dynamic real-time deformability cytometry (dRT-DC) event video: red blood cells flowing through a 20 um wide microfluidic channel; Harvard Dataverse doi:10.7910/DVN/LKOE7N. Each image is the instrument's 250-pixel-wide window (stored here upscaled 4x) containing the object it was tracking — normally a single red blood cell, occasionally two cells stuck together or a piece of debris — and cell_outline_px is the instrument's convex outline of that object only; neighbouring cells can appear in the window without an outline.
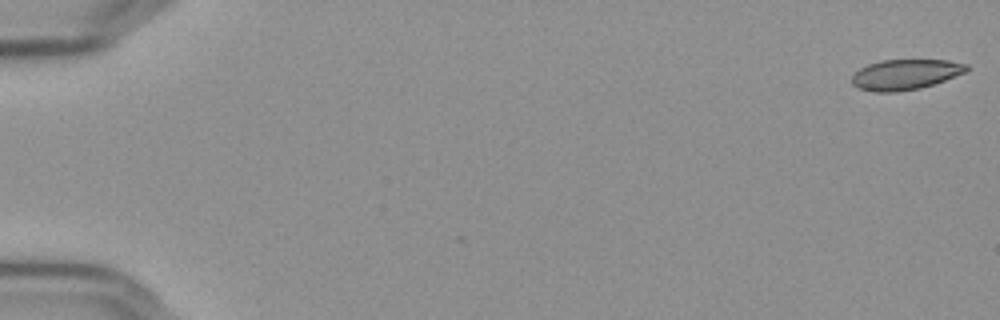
{"species": "Egyptian fruit bat (a non-hibernating species)", "species_latin": "Rousettus aegyptiacus", "temperature_condition": "cold", "stored_images_in_passage": 57, "camera_frame_rate_fps": 3000, "um_per_image_px": 0.085, "frame": {"image": 1, "passage_image": 1, "time_ms": 0.0, "image_size_px": [1000, 320], "cell_outline_px": [[968, 68], [964, 72], [944, 80], [920, 88], [896, 92], [876, 92], [856, 88], [852, 84], [852, 76], [860, 68], [868, 64], [880, 60], [948, 60], [968, 64]], "centroid_in_image_um": [76.91, 6.33], "position_along_channel_um": 8.1, "area_um2": 20.17}}
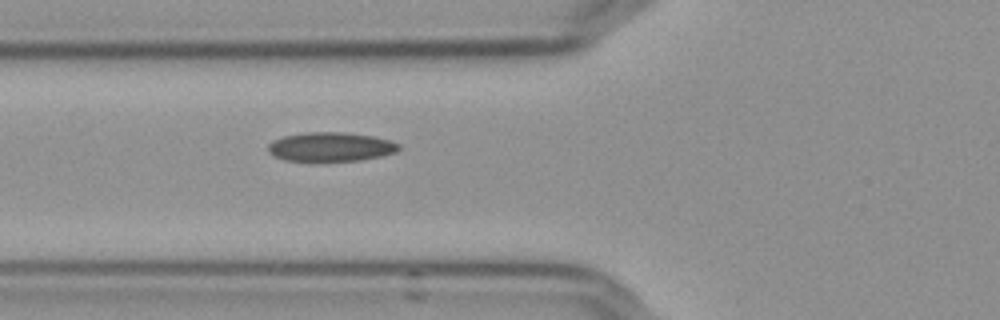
{"frame": {"image": 2, "passage_image": 22, "time_ms": 7.0, "image_size_px": [1000, 320], "cell_outline_px": [[400, 148], [396, 152], [380, 156], [360, 160], [312, 164], [284, 160], [272, 156], [268, 152], [268, 144], [272, 140], [284, 136], [308, 132], [344, 132], [372, 136], [392, 140], [400, 144]], "centroid_in_image_um": [28.06, 12.52], "position_along_channel_um": 97.7, "area_um2": 23.18}}
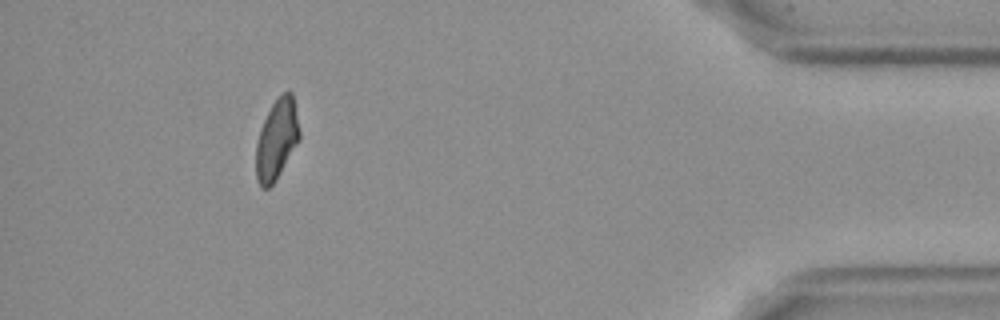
{"frame": {"image": 3, "passage_image": 52, "time_ms": 17.0, "image_size_px": [1000, 320], "cell_outline_px": [[300, 140], [276, 180], [268, 188], [260, 188], [256, 180], [256, 144], [260, 128], [272, 104], [284, 92], [292, 92], [300, 132]], "centroid_in_image_um": [23.51, 11.9], "position_along_channel_um": 411.7, "area_um2": 20.29}, "authors_computed_cell_mechanics": {"area_um2": 21.386, "velocity_mm_per_s": 3.6505, "shape_relaxation_time_tau1_ms": null, "shape_relaxation_time_tau2_ms": 4.358, "deformation_change_tau1": null, "deformation_change_tau2": 0.1071}}